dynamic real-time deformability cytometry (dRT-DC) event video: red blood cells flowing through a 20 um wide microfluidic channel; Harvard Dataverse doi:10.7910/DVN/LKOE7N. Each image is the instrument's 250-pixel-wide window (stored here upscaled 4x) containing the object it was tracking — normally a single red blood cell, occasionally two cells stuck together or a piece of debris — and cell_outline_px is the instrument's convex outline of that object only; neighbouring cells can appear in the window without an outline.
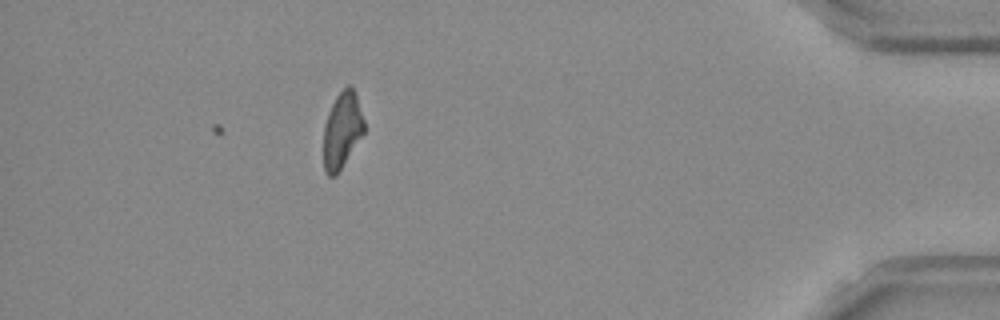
{"species": "Egyptian fruit bat (a non-hibernating species)", "species_latin": "Rousettus aegyptiacus", "temperature_condition": "room temperature", "stored_images_in_passage": 38, "camera_frame_rate_fps": 3000, "um_per_image_px": 0.085, "frame": {"image": 1, "passage_image": 38, "time_ms": 12.333, "image_size_px": [1000, 320], "cell_outline_px": [[364, 132], [336, 176], [328, 176], [324, 172], [324, 124], [328, 112], [336, 96], [348, 84], [352, 84], [364, 120]], "centroid_in_image_um": [29.06, 11.06], "position_along_channel_um": 406.1, "area_um2": 17.86}}